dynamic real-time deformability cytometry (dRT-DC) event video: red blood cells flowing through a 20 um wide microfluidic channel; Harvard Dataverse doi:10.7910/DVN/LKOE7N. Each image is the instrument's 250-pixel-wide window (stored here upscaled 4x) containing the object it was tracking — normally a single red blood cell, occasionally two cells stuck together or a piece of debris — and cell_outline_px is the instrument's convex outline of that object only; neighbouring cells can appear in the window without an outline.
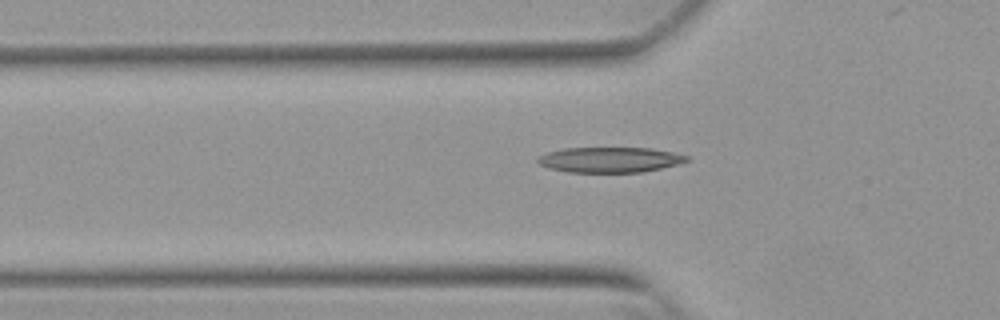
{"species": "Egyptian fruit bat (a non-hibernating species)", "species_latin": "Rousettus aegyptiacus", "temperature_condition": "warm", "stored_images_in_passage": 51, "camera_frame_rate_fps": 3000, "um_per_image_px": 0.085, "animal": {"sex": "female"}, "frame": {"image": 1, "passage_image": 18, "time_ms": 5.667, "image_size_px": [1000, 320], "cell_outline_px": [[688, 160], [676, 164], [660, 168], [640, 172], [568, 172], [548, 168], [540, 164], [536, 160], [540, 156], [548, 152], [564, 148], [652, 148], [672, 152], [688, 156]], "centroid_in_image_um": [51.8, 13.57], "position_along_channel_um": 74.0, "area_um2": 21.73}}
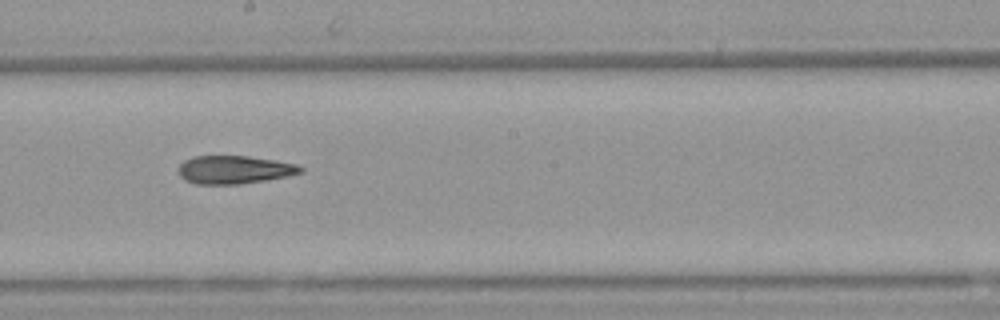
{"frame": {"image": 2, "passage_image": 30, "time_ms": 9.667, "image_size_px": [1000, 320], "cell_outline_px": [[304, 168], [300, 172], [284, 176], [264, 180], [240, 184], [196, 184], [184, 180], [180, 176], [180, 164], [184, 160], [192, 156], [248, 156], [276, 160], [296, 164]], "centroid_in_image_um": [19.87, 14.42], "position_along_channel_um": 228.3, "area_um2": 19.83}}
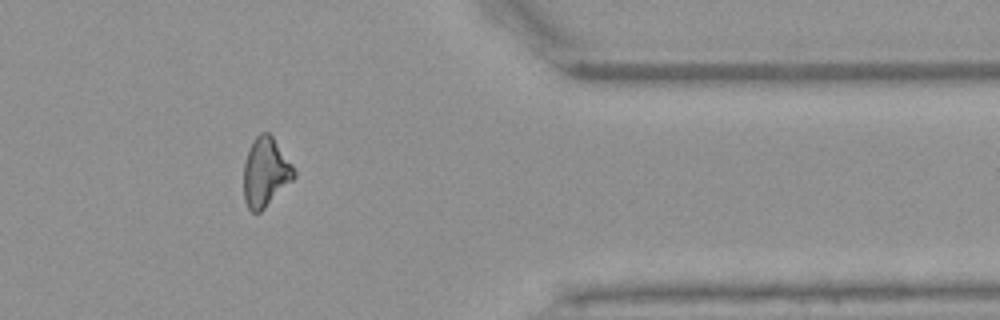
{"frame": {"image": 3, "passage_image": 44, "time_ms": 14.333, "image_size_px": [1000, 320], "cell_outline_px": [[296, 176], [260, 212], [252, 212], [248, 208], [244, 200], [244, 164], [252, 140], [260, 132], [268, 132], [272, 136], [292, 164], [296, 172]], "centroid_in_image_um": [22.56, 14.63], "position_along_channel_um": 388.8, "area_um2": 20.0}, "authors_computed_cell_mechanics": {"area_um2": 20.6924, "velocity_mm_per_s": 3.8535, "shape_relaxation_time_tau1_ms": 9.3104, "shape_relaxation_time_tau2_ms": 6.0416, "deformation_change_tau1": 0.2329, "deformation_change_tau2": 0.1835}}